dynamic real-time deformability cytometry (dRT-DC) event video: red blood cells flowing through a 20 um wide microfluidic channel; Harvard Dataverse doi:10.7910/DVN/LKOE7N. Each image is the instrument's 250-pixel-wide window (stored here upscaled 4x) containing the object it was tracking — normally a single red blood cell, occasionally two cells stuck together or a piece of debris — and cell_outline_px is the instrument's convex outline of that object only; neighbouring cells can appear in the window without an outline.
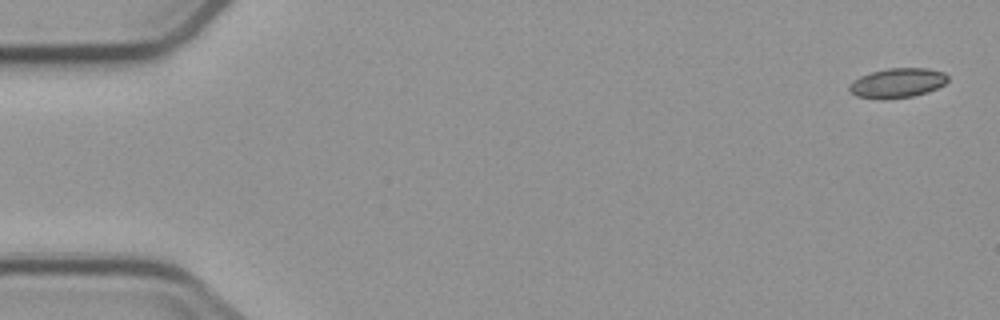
{"species": "common noctule bat (a hibernating species)", "species_latin": "Nyctalus noctula", "temperature_condition": "cold", "stored_images_in_passage": 4, "camera_frame_rate_fps": 3000, "um_per_image_px": 0.085, "animal": {"sex": "male", "body_mass_g": 23.1, "forearm_length_mm": 52.7}, "frame": {"image": 1, "passage_image": 1, "time_ms": 0.0, "image_size_px": [1000, 320], "cell_outline_px": [[948, 80], [944, 84], [928, 92], [912, 96], [884, 100], [880, 100], [856, 96], [848, 88], [848, 84], [852, 80], [860, 76], [872, 72], [888, 68], [928, 68], [944, 72], [948, 76]], "centroid_in_image_um": [76.25, 7.06], "position_along_channel_um": 8.7, "area_um2": 17.17}}
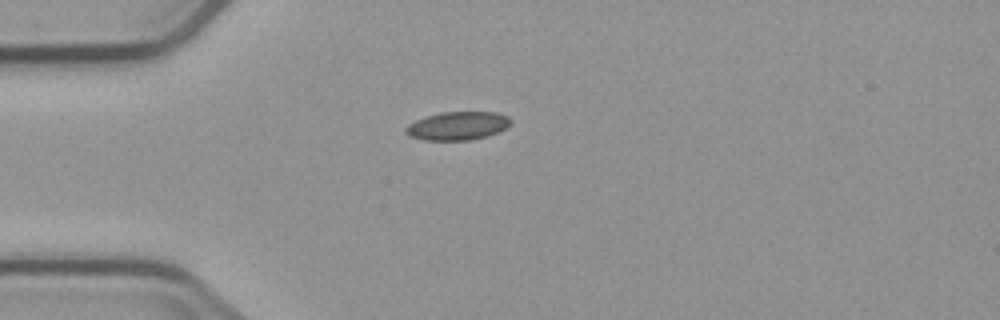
{"frame": {"image": 2, "passage_image": 4, "time_ms": 4.333, "image_size_px": [1000, 320], "cell_outline_px": [[512, 120], [504, 128], [488, 136], [468, 140], [424, 140], [412, 136], [404, 132], [404, 128], [408, 124], [416, 120], [440, 112], [496, 112], [508, 116]], "centroid_in_image_um": [38.88, 10.69], "position_along_channel_um": 46.1, "area_um2": 17.17}}